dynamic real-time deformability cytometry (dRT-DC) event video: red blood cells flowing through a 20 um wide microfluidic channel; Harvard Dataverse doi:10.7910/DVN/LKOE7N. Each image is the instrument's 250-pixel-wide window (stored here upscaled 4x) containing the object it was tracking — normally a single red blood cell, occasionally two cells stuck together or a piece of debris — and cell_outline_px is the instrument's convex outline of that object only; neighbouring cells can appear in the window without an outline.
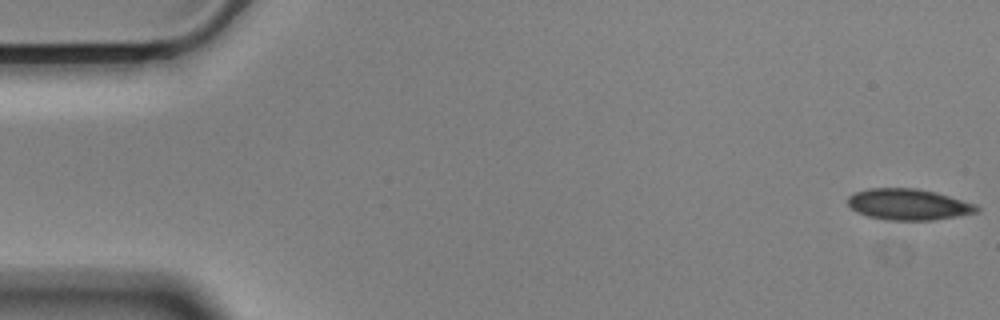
{"species": "Egyptian fruit bat (a non-hibernating species)", "species_latin": "Rousettus aegyptiacus", "temperature_condition": "cold", "stored_images_in_passage": 56, "camera_frame_rate_fps": 3000, "um_per_image_px": 0.085, "animal": {"sex": "male"}, "frame": {"image": 1, "passage_image": 1, "time_ms": 0.0, "image_size_px": [1000, 320], "cell_outline_px": [[980, 208], [976, 212], [956, 216], [932, 220], [888, 220], [868, 216], [852, 208], [848, 204], [848, 196], [852, 192], [868, 188], [916, 188], [936, 192], [976, 204]], "centroid_in_image_um": [77.2, 17.36], "position_along_channel_um": 7.8, "area_um2": 23.29}}
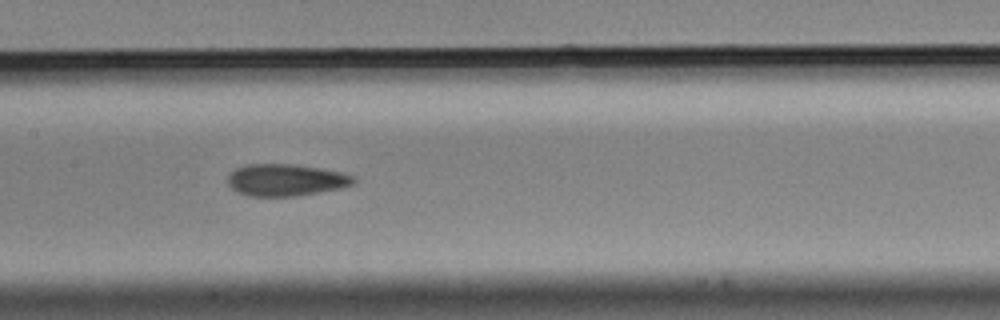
{"frame": {"image": 2, "passage_image": 27, "time_ms": 8.667, "image_size_px": [1000, 320], "cell_outline_px": [[356, 184], [340, 188], [296, 196], [248, 196], [236, 192], [228, 184], [228, 176], [236, 168], [248, 164], [296, 164], [320, 168], [340, 172], [352, 176], [356, 180]], "centroid_in_image_um": [24.29, 15.3], "position_along_channel_um": 183.1, "area_um2": 23.41}}
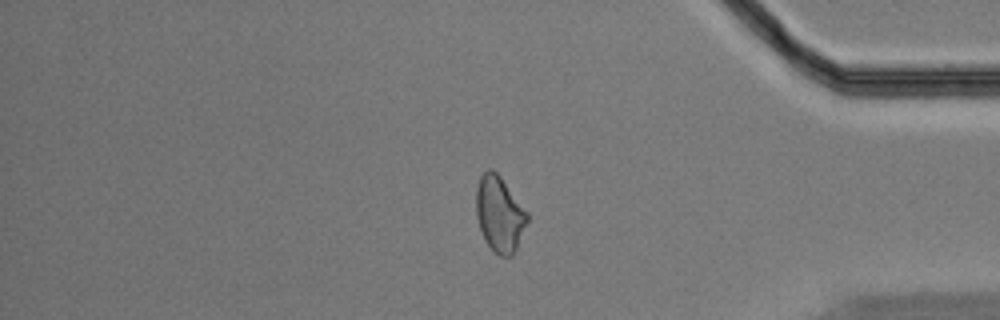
{"frame": {"image": 3, "passage_image": 47, "time_ms": 15.333, "image_size_px": [1000, 320], "cell_outline_px": [[528, 220], [516, 248], [512, 256], [500, 256], [492, 252], [484, 240], [476, 216], [476, 188], [480, 176], [488, 168], [492, 168], [500, 176], [528, 212]], "centroid_in_image_um": [42.44, 18.2], "position_along_channel_um": 392.8, "area_um2": 22.6}, "authors_computed_cell_mechanics": {"area_um2": 23.2645, "velocity_mm_per_s": 3.5306, "shape_relaxation_time_tau1_ms": 4.1053, "shape_relaxation_time_tau2_ms": 3.3471, "deformation_change_tau1": 0.0973, "deformation_change_tau2": 0.0917}}